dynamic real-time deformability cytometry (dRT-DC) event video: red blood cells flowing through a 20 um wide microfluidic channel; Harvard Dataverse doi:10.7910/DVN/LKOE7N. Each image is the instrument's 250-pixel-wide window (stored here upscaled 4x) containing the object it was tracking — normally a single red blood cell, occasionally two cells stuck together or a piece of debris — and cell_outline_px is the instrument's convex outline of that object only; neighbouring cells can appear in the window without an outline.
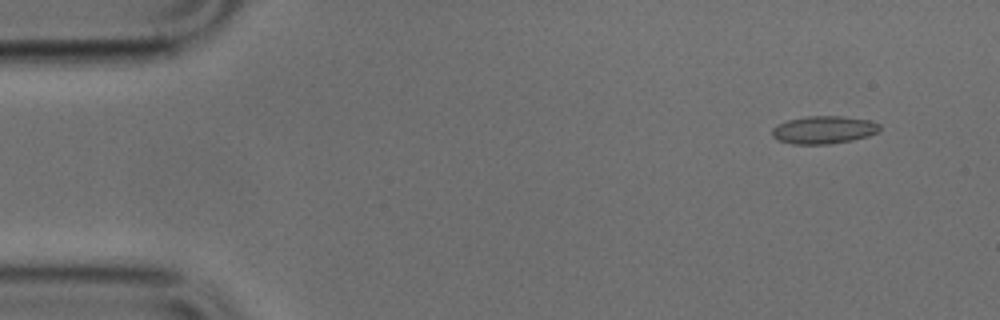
{"species": "common noctule bat (a hibernating species)", "species_latin": "Nyctalus noctula", "temperature_condition": "cold", "stored_images_in_passage": 47, "camera_frame_rate_fps": 3000, "um_per_image_px": 0.085, "animal": {"sex": "male", "body_mass_g": 17.9, "forearm_length_mm": 54.2}, "frame": {"image": 1, "passage_image": 1, "time_ms": 0.0, "image_size_px": [1000, 320], "cell_outline_px": [[880, 128], [876, 132], [868, 136], [852, 140], [828, 144], [792, 144], [776, 140], [772, 136], [772, 128], [788, 120], [804, 116], [844, 116], [872, 120], [880, 124]], "centroid_in_image_um": [70.02, 11.03], "position_along_channel_um": 15.0, "area_um2": 17.51}}
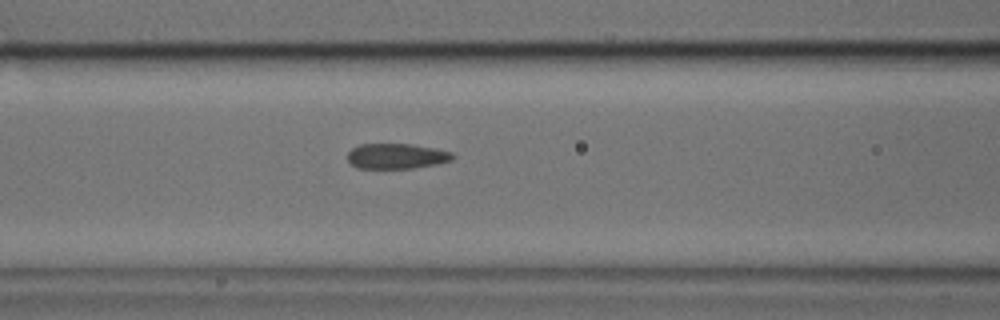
{"frame": {"image": 2, "passage_image": 17, "time_ms": 5.333, "image_size_px": [1000, 320], "cell_outline_px": [[456, 156], [452, 160], [436, 164], [412, 168], [356, 168], [348, 160], [348, 152], [352, 148], [360, 144], [412, 144], [436, 148], [452, 152]], "centroid_in_image_um": [33.73, 13.26], "position_along_channel_um": 132.9, "area_um2": 15.55}}
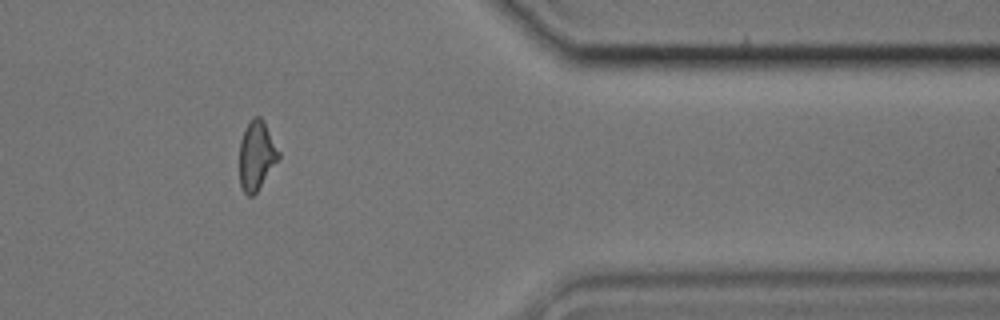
{"frame": {"image": 3, "passage_image": 38, "time_ms": 12.333, "image_size_px": [1000, 320], "cell_outline_px": [[280, 156], [256, 192], [252, 196], [248, 196], [240, 188], [240, 140], [252, 116], [260, 116], [264, 120], [280, 152]], "centroid_in_image_um": [21.8, 13.19], "position_along_channel_um": 389.6, "area_um2": 15.61}}